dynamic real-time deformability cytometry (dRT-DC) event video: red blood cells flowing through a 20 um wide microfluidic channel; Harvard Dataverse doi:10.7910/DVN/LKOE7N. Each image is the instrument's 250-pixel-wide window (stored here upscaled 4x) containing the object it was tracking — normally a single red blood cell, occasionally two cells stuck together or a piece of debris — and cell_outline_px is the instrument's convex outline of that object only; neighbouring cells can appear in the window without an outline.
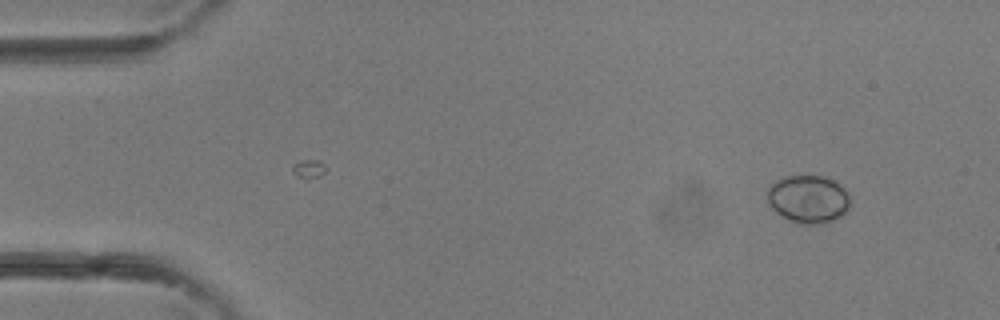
{"species": "common noctule bat (a hibernating species)", "species_latin": "Nyctalus noctula", "temperature_condition": "room temperature", "stored_images_in_passage": 4, "camera_frame_rate_fps": 3000, "um_per_image_px": 0.085, "animal": {"sex": "female"}, "frame": {"image": 1, "passage_image": 4, "time_ms": 1.0, "image_size_px": [1000, 320], "cell_outline_px": [[852, 204], [840, 216], [832, 220], [820, 224], [800, 224], [780, 216], [768, 204], [768, 188], [776, 180], [788, 176], [824, 176], [832, 180], [844, 188], [848, 192], [852, 200]], "centroid_in_image_um": [68.72, 16.93], "position_along_channel_um": 16.3, "area_um2": 23.18}}